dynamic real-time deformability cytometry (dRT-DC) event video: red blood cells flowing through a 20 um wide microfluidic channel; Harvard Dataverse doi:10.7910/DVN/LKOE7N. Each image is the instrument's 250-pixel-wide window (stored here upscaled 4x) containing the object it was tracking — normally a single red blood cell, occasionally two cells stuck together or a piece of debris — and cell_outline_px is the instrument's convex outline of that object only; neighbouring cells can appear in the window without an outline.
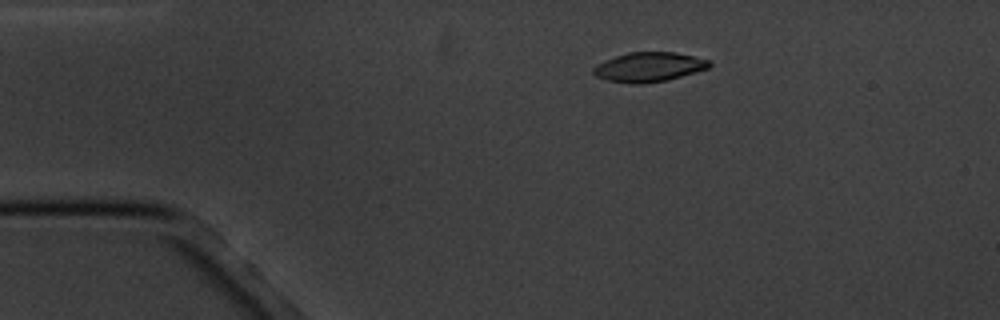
{"species": "common noctule bat (a hibernating species)", "species_latin": "Nyctalus noctula", "temperature_condition": "cold", "stored_images_in_passage": 9, "camera_frame_rate_fps": 3000, "um_per_image_px": 0.085, "animal": {"sex": "male", "body_mass_g": 20.1, "forearm_length_mm": 53.5}, "frame": {"image": 1, "passage_image": 1, "time_ms": 0.0, "image_size_px": [1000, 320], "cell_outline_px": [[712, 64], [708, 68], [696, 72], [664, 80], [640, 84], [632, 84], [608, 80], [596, 76], [592, 72], [592, 68], [596, 64], [616, 56], [628, 52], [676, 52], [708, 60]], "centroid_in_image_um": [55.13, 5.69], "position_along_channel_um": 29.9, "area_um2": 19.71}}
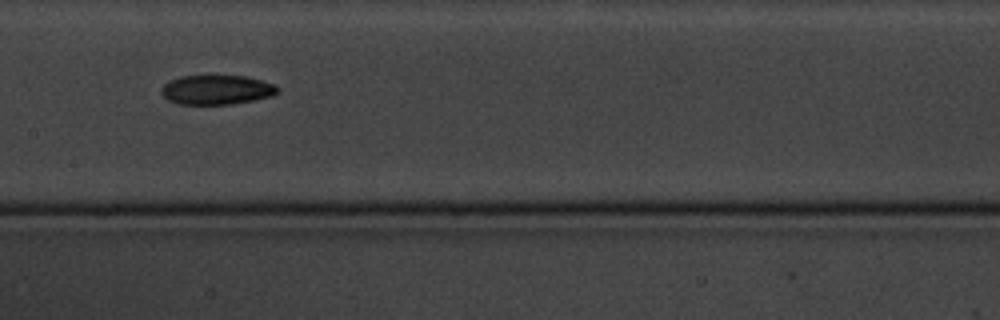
{"frame": {"image": 2, "passage_image": 6, "time_ms": 6.0, "image_size_px": [1000, 320], "cell_outline_px": [[280, 88], [272, 96], [232, 104], [176, 104], [168, 100], [160, 92], [160, 88], [164, 84], [180, 76], [208, 72], [212, 72], [244, 76], [276, 84]], "centroid_in_image_um": [18.38, 7.57], "position_along_channel_um": 189.0, "area_um2": 20.87}}
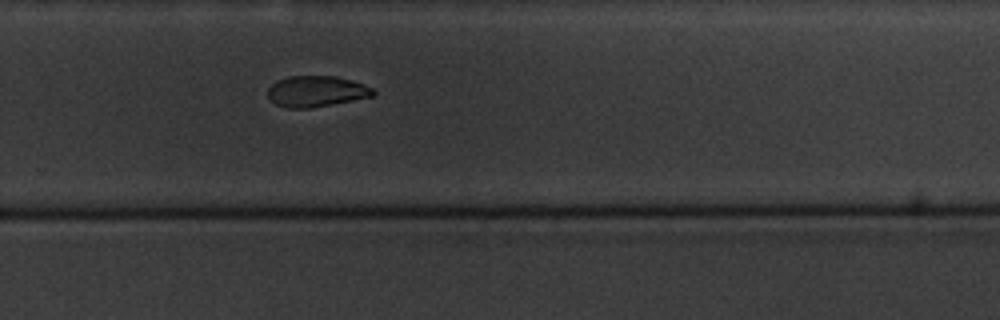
{"frame": {"image": 3, "passage_image": 9, "time_ms": 9.333, "image_size_px": [1000, 320], "cell_outline_px": [[376, 92], [372, 96], [312, 108], [288, 108], [276, 104], [268, 100], [268, 88], [276, 80], [288, 76], [336, 76], [364, 84], [372, 88]], "centroid_in_image_um": [26.84, 7.76], "position_along_channel_um": 303.0, "area_um2": 19.02}}